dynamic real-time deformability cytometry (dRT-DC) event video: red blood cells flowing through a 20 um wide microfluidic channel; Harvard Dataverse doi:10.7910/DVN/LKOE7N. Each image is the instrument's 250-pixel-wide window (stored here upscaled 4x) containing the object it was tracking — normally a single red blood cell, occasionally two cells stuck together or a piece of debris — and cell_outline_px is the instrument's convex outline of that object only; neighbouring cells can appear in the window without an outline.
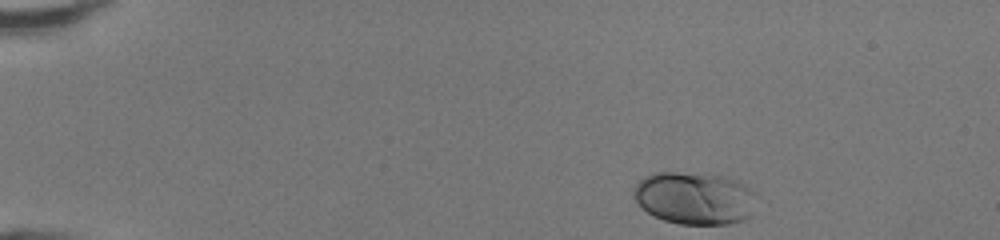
{"species": "human", "species_latin": "Homo sapiens", "temperature_condition": "room temperature", "stored_images_in_passage": 42, "camera_frame_rate_fps": 3000, "um_per_image_px": 0.085, "donor": {"sex": "female"}, "frame": {"image": 1, "passage_image": 1, "time_ms": 0.0, "image_size_px": [1000, 240], "cell_outline_px": [[760, 196], [748, 216], [744, 220], [728, 224], [680, 224], [664, 220], [648, 212], [636, 200], [632, 188], [644, 176], [652, 172], [676, 172], [728, 176], [752, 188]], "centroid_in_image_um": [59.09, 16.82], "position_along_channel_um": 25.9, "area_um2": 37.92}}
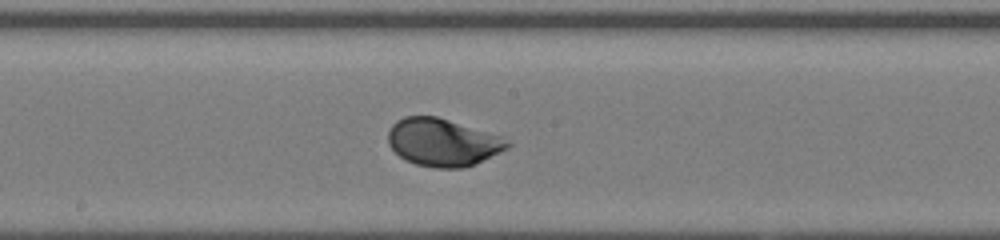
{"frame": {"image": 2, "passage_image": 21, "time_ms": 6.667, "image_size_px": [1000, 240], "cell_outline_px": [[512, 144], [508, 148], [476, 164], [464, 168], [436, 168], [416, 164], [404, 160], [388, 144], [388, 132], [392, 124], [396, 120], [404, 116], [436, 116], [504, 136]], "centroid_in_image_um": [37.65, 12.1], "position_along_channel_um": 210.5, "area_um2": 33.41}}
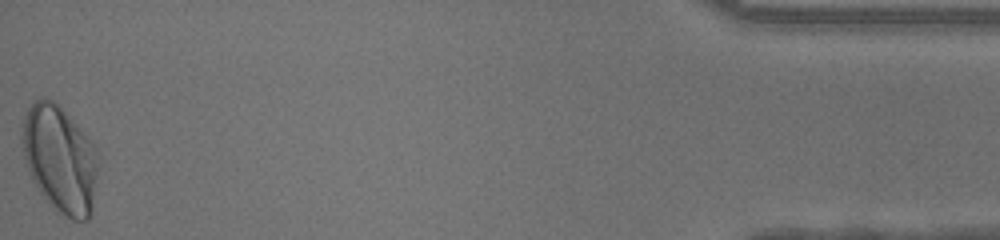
{"frame": {"image": 3, "passage_image": 42, "time_ms": 13.667, "image_size_px": [1000, 240], "cell_outline_px": [[96, 172], [92, 212], [88, 220], [72, 220], [52, 208], [40, 192], [32, 180], [24, 160], [20, 144], [20, 120], [24, 112], [40, 96], [44, 96], [52, 100], [80, 128], [96, 148]], "centroid_in_image_um": [5.02, 13.5], "position_along_channel_um": 430.2, "area_um2": 47.63}, "authors_computed_cell_mechanics": {"area_um2": 32.9749, "velocity_mm_per_s": 4.2927, "shape_relaxation_time_tau1_ms": 2.4335, "shape_relaxation_time_tau2_ms": null, "deformation_change_tau1": 0.1447, "deformation_change_tau2": null}}